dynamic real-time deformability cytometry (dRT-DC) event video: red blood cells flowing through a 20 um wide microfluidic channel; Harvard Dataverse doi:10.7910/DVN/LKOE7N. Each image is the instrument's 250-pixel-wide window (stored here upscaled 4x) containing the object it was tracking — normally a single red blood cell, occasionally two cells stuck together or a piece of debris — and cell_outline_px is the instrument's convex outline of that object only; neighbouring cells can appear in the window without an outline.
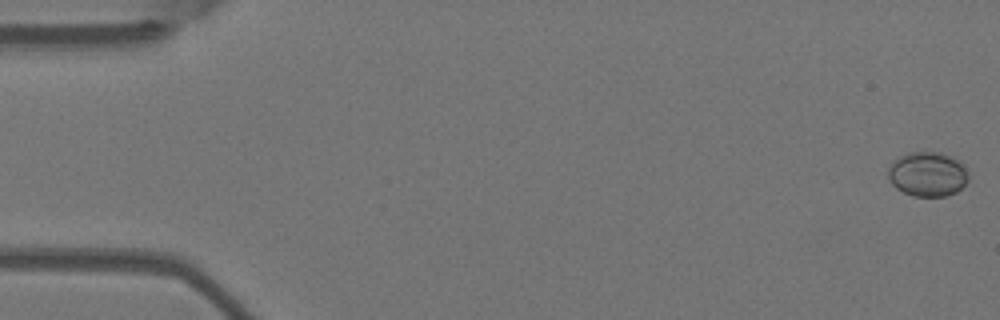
{"species": "Egyptian fruit bat (a non-hibernating species)", "species_latin": "Rousettus aegyptiacus", "temperature_condition": "warm", "stored_images_in_passage": 5, "camera_frame_rate_fps": 3000, "um_per_image_px": 0.085, "animal": {"sex": "female"}, "frame": {"image": 1, "passage_image": 1, "time_ms": 0.0, "image_size_px": [1000, 320], "cell_outline_px": [[968, 180], [956, 192], [948, 196], [912, 196], [896, 188], [888, 180], [888, 168], [900, 156], [908, 152], [940, 152], [952, 156], [964, 164], [968, 168]], "centroid_in_image_um": [78.87, 14.8], "position_along_channel_um": 6.1, "area_um2": 21.04}}
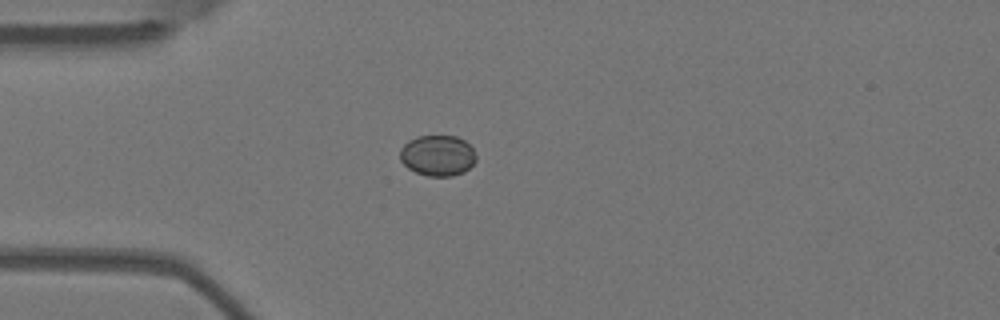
{"frame": {"image": 2, "passage_image": 4, "time_ms": 1.0, "image_size_px": [1000, 320], "cell_outline_px": [[476, 160], [464, 172], [452, 176], [428, 176], [416, 172], [408, 168], [400, 160], [400, 148], [408, 140], [416, 136], [456, 136], [464, 140], [472, 148], [476, 156]], "centroid_in_image_um": [37.18, 13.21], "position_along_channel_um": 47.8, "area_um2": 18.09}}